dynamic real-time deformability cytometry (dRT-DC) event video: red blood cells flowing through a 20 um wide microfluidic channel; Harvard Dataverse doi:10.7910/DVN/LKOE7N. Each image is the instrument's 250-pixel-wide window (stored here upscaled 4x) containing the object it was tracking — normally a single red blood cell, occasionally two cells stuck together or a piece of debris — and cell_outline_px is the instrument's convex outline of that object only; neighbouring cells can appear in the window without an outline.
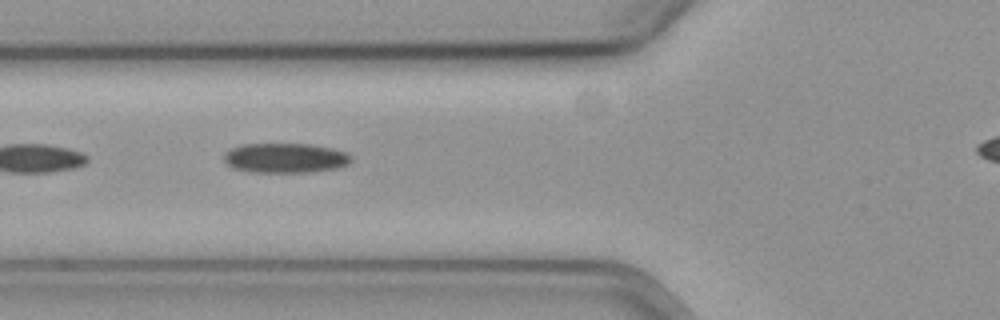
{"species": "common noctule bat (a hibernating species)", "species_latin": "Nyctalus noctula", "temperature_condition": "cold", "stored_images_in_passage": 18, "camera_frame_rate_fps": 3000, "um_per_image_px": 0.085, "animal": {"sex": "female", "body_mass_g": 19.3, "forearm_length_mm": 54.1}, "frame": {"image": 1, "passage_image": 3, "time_ms": 0.667, "image_size_px": [1000, 320], "cell_outline_px": [[352, 160], [348, 164], [336, 168], [312, 172], [252, 172], [232, 168], [224, 160], [224, 152], [240, 144], [312, 144], [332, 148], [348, 152], [352, 156]], "centroid_in_image_um": [24.27, 13.42], "position_along_channel_um": 101.5, "area_um2": 22.25}}